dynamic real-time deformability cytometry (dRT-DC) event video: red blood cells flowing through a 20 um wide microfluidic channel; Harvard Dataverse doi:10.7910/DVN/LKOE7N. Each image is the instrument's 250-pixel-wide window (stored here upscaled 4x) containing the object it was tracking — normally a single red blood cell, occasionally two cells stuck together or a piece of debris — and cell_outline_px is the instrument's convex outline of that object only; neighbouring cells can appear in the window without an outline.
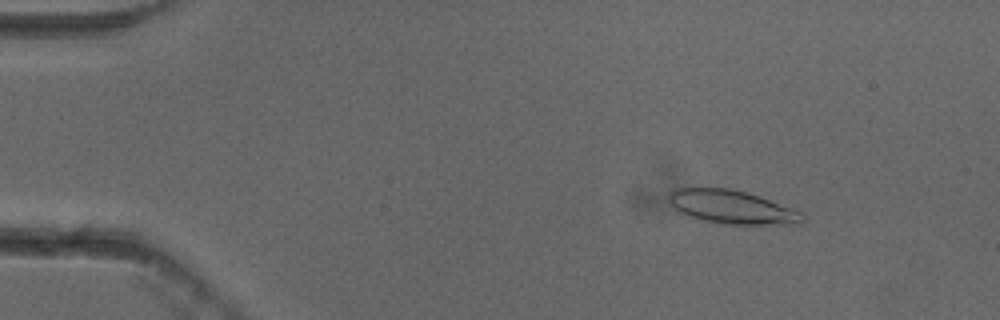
{"species": "common noctule bat (a hibernating species)", "species_latin": "Nyctalus noctula", "temperature_condition": "cold", "stored_images_in_passage": 54, "camera_frame_rate_fps": 3000, "um_per_image_px": 0.085, "animal": {"sex": "female"}, "frame": {"image": 1, "passage_image": 8, "time_ms": 2.333, "image_size_px": [1000, 320], "cell_outline_px": [[804, 220], [800, 224], [724, 224], [704, 220], [676, 212], [668, 200], [668, 196], [676, 188], [728, 188], [760, 196], [804, 212]], "centroid_in_image_um": [62.23, 17.6], "position_along_channel_um": 22.8, "area_um2": 26.13}}
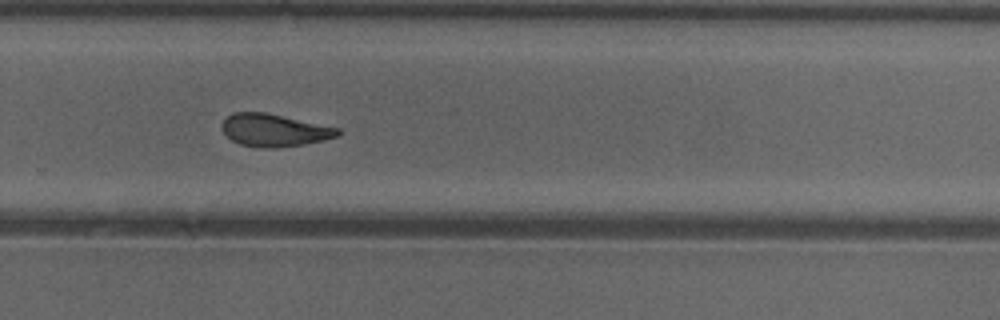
{"frame": {"image": 2, "passage_image": 37, "time_ms": 12.0, "image_size_px": [1000, 320], "cell_outline_px": [[344, 132], [340, 136], [324, 140], [304, 144], [276, 148], [264, 148], [240, 144], [232, 140], [220, 128], [220, 124], [232, 112], [268, 112], [340, 128]], "centroid_in_image_um": [23.35, 11.06], "position_along_channel_um": 306.4, "area_um2": 22.31}}
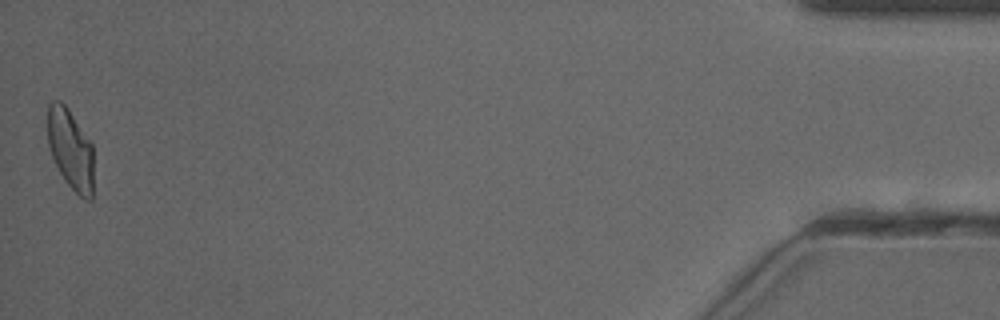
{"frame": {"image": 3, "passage_image": 54, "time_ms": 17.667, "image_size_px": [1000, 320], "cell_outline_px": [[92, 200], [84, 200], [64, 180], [52, 156], [48, 144], [48, 104], [52, 100], [60, 100], [68, 108], [92, 144]], "centroid_in_image_um": [5.98, 12.67], "position_along_channel_um": 429.2, "area_um2": 21.33}, "authors_computed_cell_mechanics": {"area_um2": 22.8888, "velocity_mm_per_s": 3.8479, "shape_relaxation_time_tau1_ms": 6.8016, "shape_relaxation_time_tau2_ms": 2.9632, "deformation_change_tau1": 0.1639, "deformation_change_tau2": 0.0827}}